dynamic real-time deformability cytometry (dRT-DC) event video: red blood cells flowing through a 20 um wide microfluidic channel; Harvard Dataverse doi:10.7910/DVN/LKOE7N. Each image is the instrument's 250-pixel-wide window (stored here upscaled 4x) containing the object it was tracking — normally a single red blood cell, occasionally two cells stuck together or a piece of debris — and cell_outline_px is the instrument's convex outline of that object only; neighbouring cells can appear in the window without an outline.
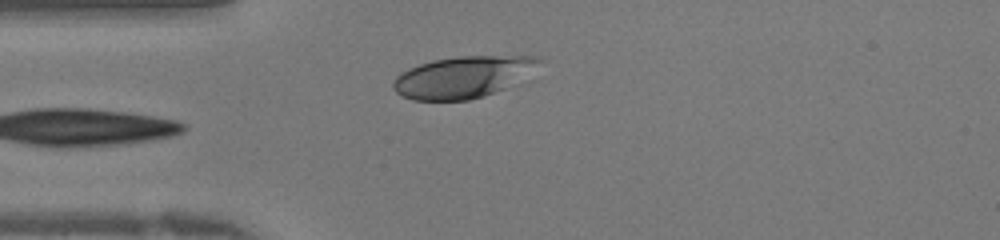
{"species": "human", "species_latin": "Homo sapiens", "temperature_condition": "warm", "stored_images_in_passage": 29, "camera_frame_rate_fps": 3000, "um_per_image_px": 0.085, "donor": {"sex": "female"}, "frame": {"image": 1, "passage_image": 1, "time_ms": 0.0, "image_size_px": [1000, 240], "cell_outline_px": [[544, 60], [504, 88], [484, 96], [468, 100], [412, 100], [400, 96], [392, 88], [392, 80], [400, 72], [408, 68], [432, 60], [460, 56], [540, 56]], "centroid_in_image_um": [39.23, 6.54], "position_along_channel_um": 45.8, "area_um2": 34.97}}
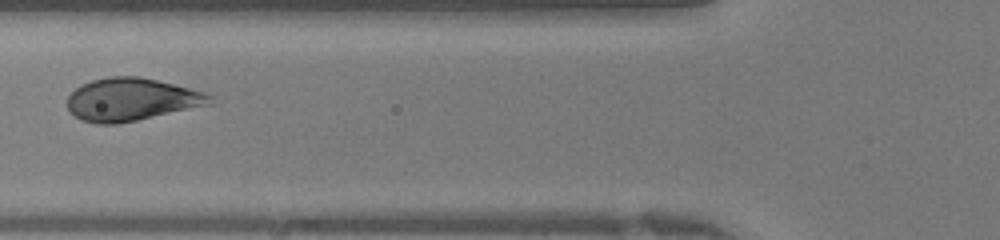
{"frame": {"image": 2, "passage_image": 6, "time_ms": 1.667, "image_size_px": [1000, 240], "cell_outline_px": [[212, 104], [136, 120], [116, 124], [96, 124], [80, 120], [68, 108], [68, 96], [80, 84], [92, 80], [108, 76], [140, 76], [208, 92], [212, 96]], "centroid_in_image_um": [11.18, 8.44], "position_along_channel_um": 114.6, "area_um2": 35.55}}
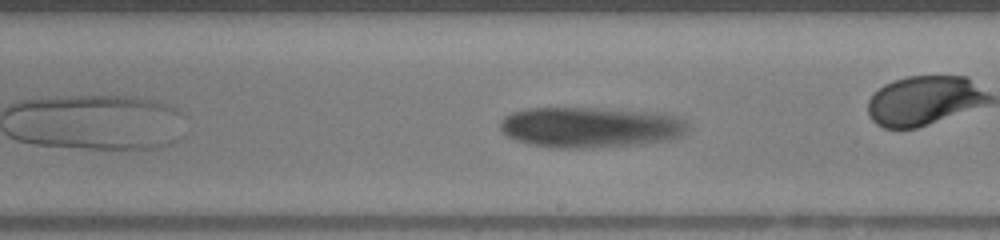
{"frame": {"image": 3, "passage_image": 12, "time_ms": 3.667, "image_size_px": [1000, 240], "cell_outline_px": [[688, 132], [672, 140], [644, 144], [592, 148], [556, 148], [532, 144], [516, 140], [508, 136], [500, 128], [500, 120], [504, 116], [512, 112], [528, 108], [596, 108], [644, 112], [676, 116], [684, 120], [688, 124]], "centroid_in_image_um": [50.19, 10.83], "position_along_channel_um": 238.8, "area_um2": 44.51}}